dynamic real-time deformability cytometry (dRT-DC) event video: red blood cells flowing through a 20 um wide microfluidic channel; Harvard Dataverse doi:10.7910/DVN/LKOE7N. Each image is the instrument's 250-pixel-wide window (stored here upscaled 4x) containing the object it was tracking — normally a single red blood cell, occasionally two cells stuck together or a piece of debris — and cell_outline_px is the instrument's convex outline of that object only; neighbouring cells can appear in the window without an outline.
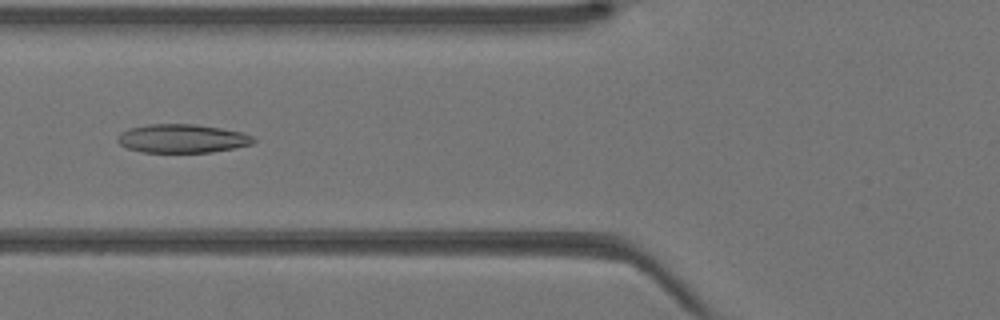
{"species": "Egyptian fruit bat (a non-hibernating species)", "species_latin": "Rousettus aegyptiacus", "temperature_condition": "warm", "stored_images_in_passage": 43, "camera_frame_rate_fps": 3000, "um_per_image_px": 0.085, "animal": {"sex": "female"}, "frame": {"image": 1, "passage_image": 17, "time_ms": 5.333, "image_size_px": [1000, 320], "cell_outline_px": [[256, 140], [252, 144], [212, 152], [140, 152], [128, 148], [120, 144], [116, 140], [120, 132], [128, 128], [148, 124], [196, 124], [244, 132], [252, 136]], "centroid_in_image_um": [15.47, 11.77], "position_along_channel_um": 110.3, "area_um2": 22.72}}
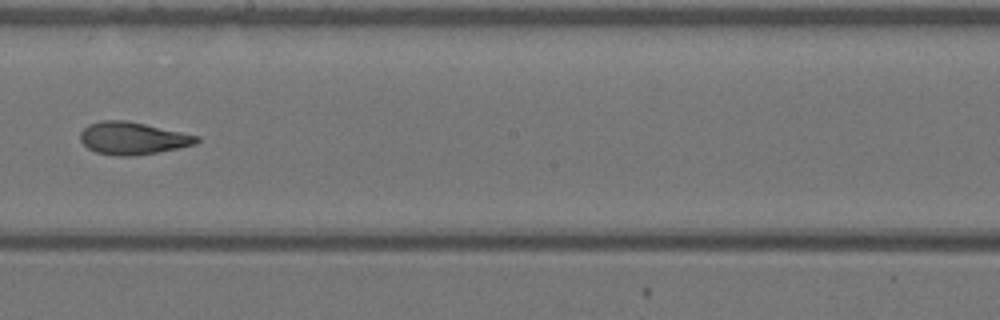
{"frame": {"image": 2, "passage_image": 25, "time_ms": 8.0, "image_size_px": [1000, 320], "cell_outline_px": [[200, 140], [196, 144], [136, 156], [116, 156], [96, 152], [88, 148], [80, 140], [80, 132], [88, 124], [100, 120], [124, 120], [144, 124], [200, 136]], "centroid_in_image_um": [11.25, 11.75], "position_along_channel_um": 236.9, "area_um2": 21.91}}
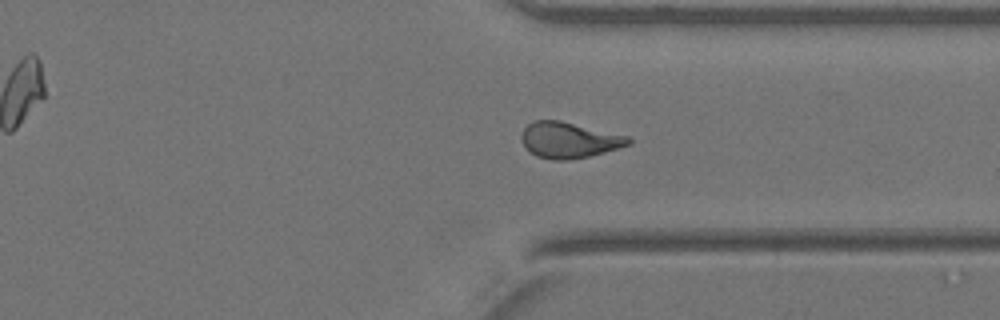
{"frame": {"image": 3, "passage_image": 33, "time_ms": 10.667, "image_size_px": [1000, 320], "cell_outline_px": [[632, 144], [604, 152], [588, 156], [568, 160], [552, 160], [536, 156], [524, 148], [520, 136], [524, 128], [528, 124], [536, 120], [560, 120], [628, 136], [632, 140]], "centroid_in_image_um": [48.34, 11.91], "position_along_channel_um": 363.1, "area_um2": 22.43}}